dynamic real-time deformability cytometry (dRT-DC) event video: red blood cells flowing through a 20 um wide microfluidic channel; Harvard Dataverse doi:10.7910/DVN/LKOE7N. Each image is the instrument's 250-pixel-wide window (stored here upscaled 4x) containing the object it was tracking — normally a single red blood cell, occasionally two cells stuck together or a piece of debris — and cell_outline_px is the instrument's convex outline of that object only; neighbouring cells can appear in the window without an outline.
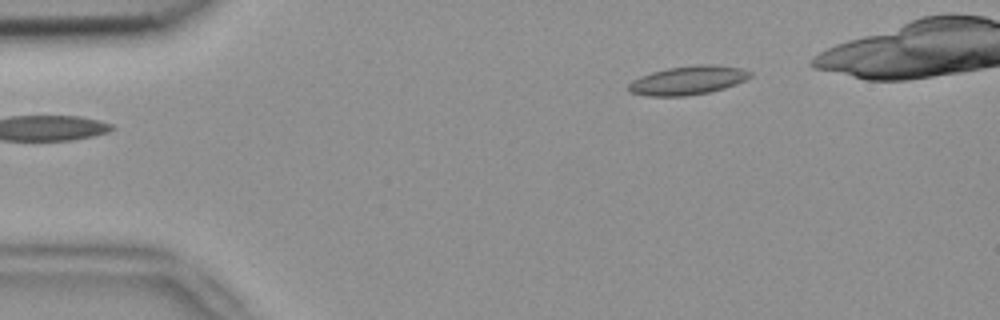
{"species": "common noctule bat (a hibernating species)", "species_latin": "Nyctalus noctula", "temperature_condition": "room temperature", "stored_images_in_passage": 5, "camera_frame_rate_fps": 3000, "um_per_image_px": 0.085, "animal": {"sex": "female", "body_mass_g": 18.4}, "frame": {"image": 1, "passage_image": 5, "time_ms": 1.333, "image_size_px": [1000, 320], "cell_outline_px": [[752, 76], [736, 84], [712, 92], [684, 96], [648, 96], [628, 92], [628, 84], [632, 80], [640, 76], [652, 72], [668, 68], [700, 64], [712, 64], [744, 68], [752, 72]], "centroid_in_image_um": [58.48, 6.83], "position_along_channel_um": 26.5, "area_um2": 20.58}}